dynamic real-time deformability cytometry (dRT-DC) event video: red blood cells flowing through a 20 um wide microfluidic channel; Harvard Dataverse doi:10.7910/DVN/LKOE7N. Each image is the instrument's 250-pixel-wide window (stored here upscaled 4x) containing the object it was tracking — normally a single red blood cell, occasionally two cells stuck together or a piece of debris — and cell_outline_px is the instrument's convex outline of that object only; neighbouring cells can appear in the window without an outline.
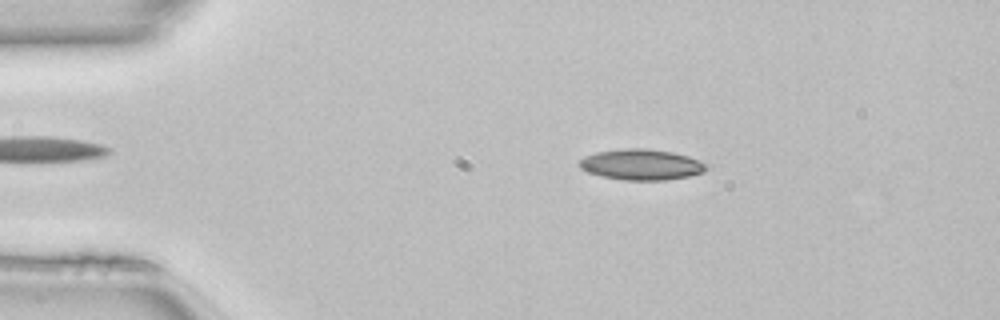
{"species": "common noctule bat (a hibernating species)", "species_latin": "Nyctalus noctula", "temperature_condition": "room temperature", "stored_images_in_passage": 48, "camera_frame_rate_fps": 3000, "um_per_image_px": 0.085, "animal": {"sex": "female", "body_mass_g": 22.7, "forearm_length_mm": 54.2}, "frame": {"image": 1, "passage_image": 8, "time_ms": 2.333, "image_size_px": [1000, 320], "cell_outline_px": [[708, 168], [704, 172], [688, 176], [664, 180], [624, 180], [600, 176], [588, 172], [580, 168], [580, 160], [584, 156], [596, 152], [628, 148], [644, 148], [672, 152], [688, 156], [700, 160], [708, 164]], "centroid_in_image_um": [54.53, 13.99], "position_along_channel_um": 30.5, "area_um2": 22.77}}
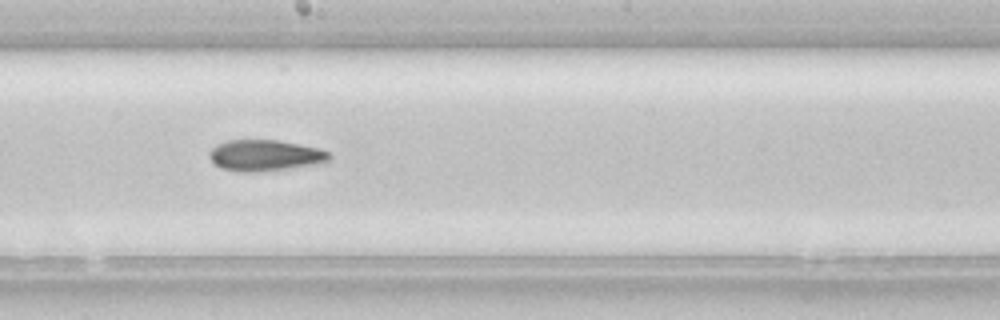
{"frame": {"image": 2, "passage_image": 26, "time_ms": 8.333, "image_size_px": [1000, 320], "cell_outline_px": [[332, 156], [328, 160], [288, 168], [252, 172], [244, 172], [220, 168], [208, 156], [208, 152], [216, 144], [228, 140], [276, 140], [316, 148], [328, 152]], "centroid_in_image_um": [22.43, 13.2], "position_along_channel_um": 225.8, "area_um2": 21.15}}
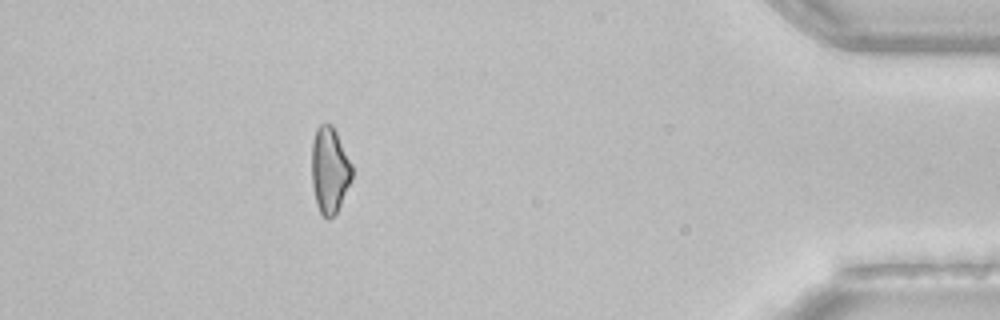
{"frame": {"image": 3, "passage_image": 43, "time_ms": 14.0, "image_size_px": [1000, 320], "cell_outline_px": [[352, 180], [336, 212], [328, 220], [320, 212], [316, 204], [312, 188], [312, 140], [316, 128], [320, 124], [332, 124], [352, 164]], "centroid_in_image_um": [28.0, 14.45], "position_along_channel_um": 407.2, "area_um2": 20.23}, "authors_computed_cell_mechanics": {"area_um2": 21.3571, "velocity_mm_per_s": 4.14, "shape_relaxation_time_tau1_ms": null, "shape_relaxation_time_tau2_ms": 10.6737, "deformation_change_tau1": null, "deformation_change_tau2": 0.2219}}